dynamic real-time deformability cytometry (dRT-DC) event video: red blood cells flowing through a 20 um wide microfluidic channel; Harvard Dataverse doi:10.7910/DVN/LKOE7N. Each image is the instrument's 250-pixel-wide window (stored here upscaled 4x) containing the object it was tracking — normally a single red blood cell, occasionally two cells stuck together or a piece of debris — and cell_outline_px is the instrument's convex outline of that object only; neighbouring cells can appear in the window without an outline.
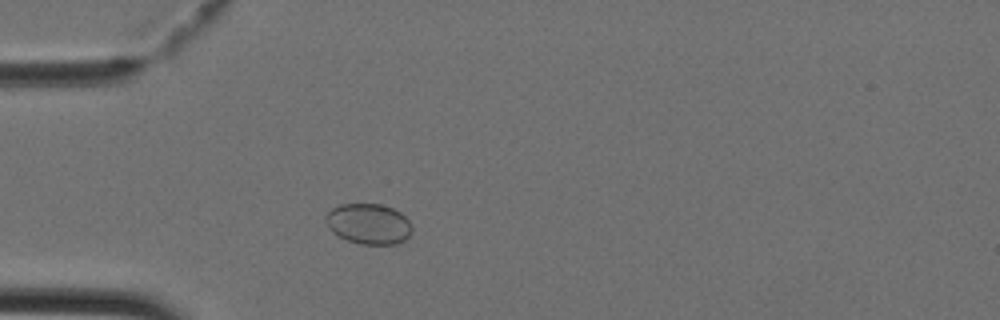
{"species": "Egyptian fruit bat (a non-hibernating species)", "species_latin": "Rousettus aegyptiacus", "temperature_condition": "cold", "stored_images_in_passage": 37, "camera_frame_rate_fps": 3000, "um_per_image_px": 0.085, "animal": {"sex": "female"}, "frame": {"image": 1, "passage_image": 6, "time_ms": 1.667, "image_size_px": [1000, 320], "cell_outline_px": [[412, 232], [404, 240], [396, 244], [360, 244], [336, 236], [332, 232], [324, 220], [324, 216], [332, 208], [340, 204], [380, 204], [392, 208], [400, 212], [412, 224]], "centroid_in_image_um": [31.31, 19.03], "position_along_channel_um": 53.7, "area_um2": 20.52}}
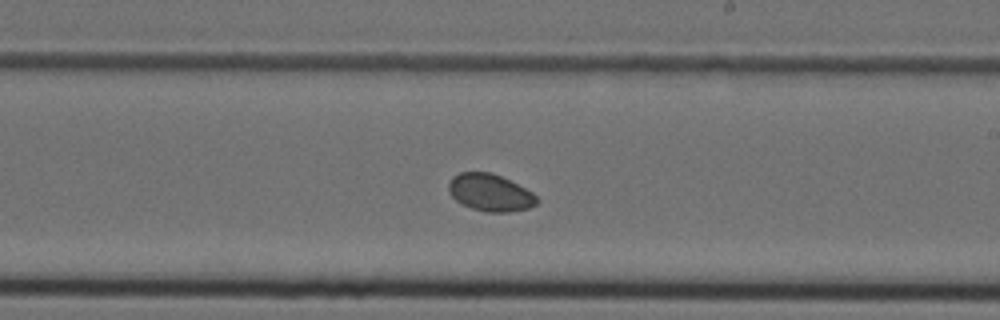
{"frame": {"image": 2, "passage_image": 19, "time_ms": 6.0, "image_size_px": [1000, 320], "cell_outline_px": [[540, 200], [536, 204], [528, 208], [508, 212], [484, 212], [460, 204], [448, 192], [448, 184], [452, 176], [460, 172], [492, 172], [532, 192]], "centroid_in_image_um": [41.63, 16.38], "position_along_channel_um": 247.4, "area_um2": 19.13}}
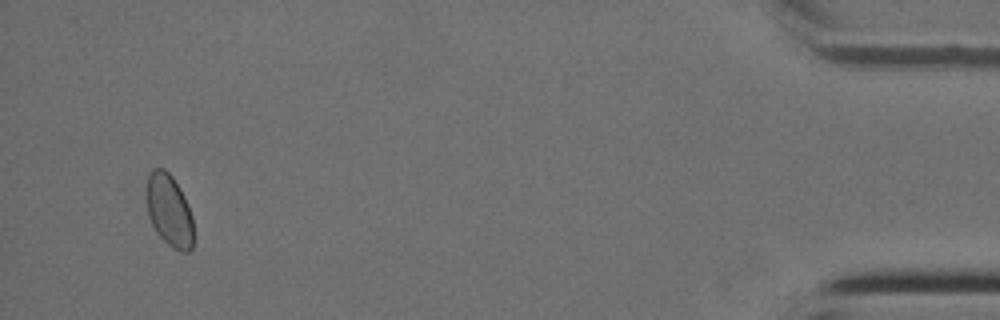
{"frame": {"image": 3, "passage_image": 35, "time_ms": 11.333, "image_size_px": [1000, 320], "cell_outline_px": [[192, 248], [188, 252], [180, 252], [172, 248], [156, 232], [148, 216], [144, 192], [148, 176], [156, 168], [164, 168], [172, 176], [180, 188], [184, 196], [192, 216]], "centroid_in_image_um": [14.35, 17.88], "position_along_channel_um": 420.9, "area_um2": 19.94}}